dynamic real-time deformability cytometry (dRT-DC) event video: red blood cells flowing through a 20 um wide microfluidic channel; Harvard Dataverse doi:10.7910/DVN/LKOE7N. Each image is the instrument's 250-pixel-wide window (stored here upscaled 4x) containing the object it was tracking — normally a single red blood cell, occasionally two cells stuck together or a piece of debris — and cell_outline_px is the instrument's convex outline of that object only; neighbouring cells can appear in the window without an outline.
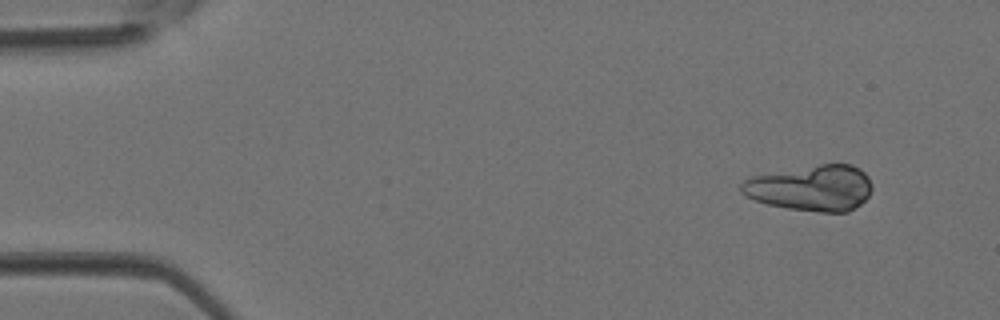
{"species": "Egyptian fruit bat (a non-hibernating species)", "species_latin": "Rousettus aegyptiacus", "temperature_condition": "room temperature", "stored_images_in_passage": 3, "camera_frame_rate_fps": 3000, "um_per_image_px": 0.085, "animal": {"sex": "female"}, "frame": {"image": 1, "passage_image": 1, "time_ms": 0.0, "image_size_px": [1000, 320], "cell_outline_px": [[872, 188], [868, 196], [860, 204], [848, 212], [820, 212], [788, 208], [768, 204], [756, 200], [740, 192], [740, 184], [744, 180], [752, 176], [820, 164], [852, 164], [860, 168], [868, 176], [872, 184]], "centroid_in_image_um": [68.98, 15.97], "position_along_channel_um": 16.0, "area_um2": 34.8}}